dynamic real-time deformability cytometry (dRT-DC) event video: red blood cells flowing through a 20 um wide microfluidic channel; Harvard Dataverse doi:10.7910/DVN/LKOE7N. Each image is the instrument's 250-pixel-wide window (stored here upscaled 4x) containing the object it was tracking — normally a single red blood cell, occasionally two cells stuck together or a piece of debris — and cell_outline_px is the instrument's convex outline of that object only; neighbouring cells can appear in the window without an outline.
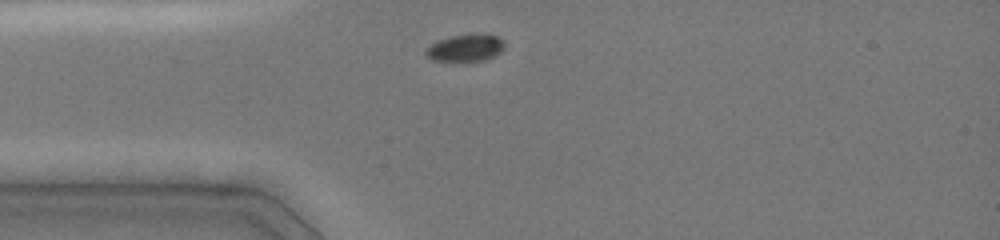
{"species": "common noctule bat (a hibernating species)", "species_latin": "Nyctalus noctula", "temperature_condition": "cold", "stored_images_in_passage": 8, "camera_frame_rate_fps": 3000, "um_per_image_px": 0.085, "animal": {"sex": "female", "body_mass_g": 19.0, "forearm_length_mm": 51.5}, "frame": {"image": 1, "passage_image": 1, "time_ms": 0.0, "image_size_px": [1000, 240], "cell_outline_px": [[504, 48], [496, 56], [484, 60], [432, 60], [424, 52], [424, 48], [436, 40], [468, 32], [488, 32], [504, 40]], "centroid_in_image_um": [39.59, 4.01], "position_along_channel_um": 45.4, "area_um2": 12.89}}
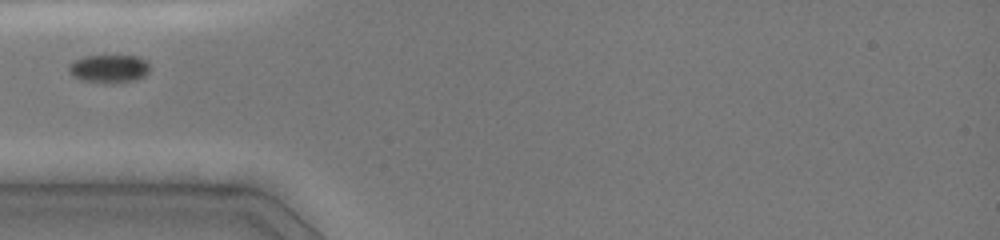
{"frame": {"image": 2, "passage_image": 2, "time_ms": 1.0, "image_size_px": [1000, 240], "cell_outline_px": [[148, 72], [144, 76], [136, 80], [112, 84], [104, 84], [80, 80], [72, 76], [68, 72], [68, 64], [84, 56], [136, 56], [144, 60], [148, 64]], "centroid_in_image_um": [9.22, 5.87], "position_along_channel_um": 75.8, "area_um2": 13.47}}
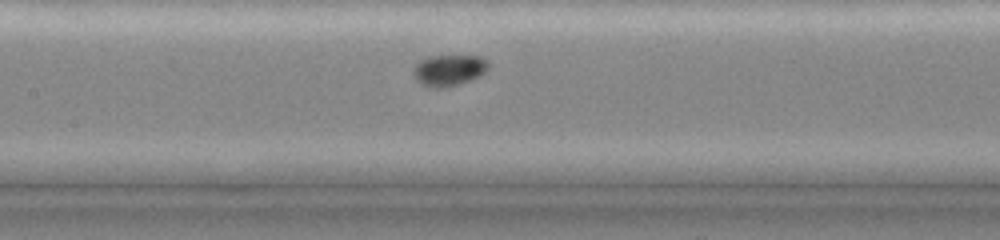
{"frame": {"image": 3, "passage_image": 5, "time_ms": 3.333, "image_size_px": [1000, 240], "cell_outline_px": [[488, 68], [480, 76], [472, 80], [460, 84], [444, 88], [428, 88], [420, 84], [416, 80], [412, 72], [412, 68], [420, 60], [432, 56], [480, 56], [488, 60]], "centroid_in_image_um": [38.13, 5.99], "position_along_channel_um": 169.3, "area_um2": 13.93}}